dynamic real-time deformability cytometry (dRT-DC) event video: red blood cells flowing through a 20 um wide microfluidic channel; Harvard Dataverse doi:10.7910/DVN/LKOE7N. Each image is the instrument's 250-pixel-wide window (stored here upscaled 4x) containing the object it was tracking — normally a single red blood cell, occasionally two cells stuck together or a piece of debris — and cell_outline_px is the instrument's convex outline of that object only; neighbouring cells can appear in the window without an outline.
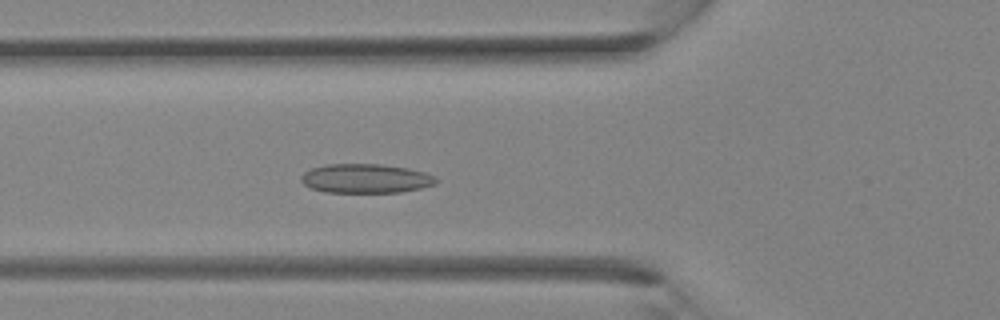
{"species": "Egyptian fruit bat (a non-hibernating species)", "species_latin": "Rousettus aegyptiacus", "temperature_condition": "room temperature", "stored_images_in_passage": 28, "camera_frame_rate_fps": 3000, "um_per_image_px": 0.085, "animal": {"sex": "female"}, "frame": {"image": 1, "passage_image": 6, "time_ms": 1.667, "image_size_px": [1000, 320], "cell_outline_px": [[440, 180], [436, 184], [420, 188], [400, 192], [324, 192], [312, 188], [304, 184], [300, 180], [300, 176], [304, 172], [312, 168], [324, 164], [380, 164], [408, 168], [424, 172], [436, 176]], "centroid_in_image_um": [31.1, 15.16], "position_along_channel_um": 94.7, "area_um2": 23.06}}
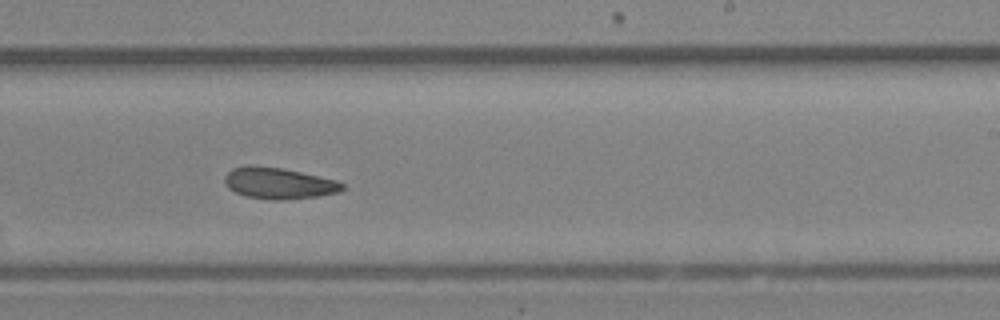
{"frame": {"image": 2, "passage_image": 15, "time_ms": 4.667, "image_size_px": [1000, 320], "cell_outline_px": [[344, 188], [340, 192], [320, 196], [284, 200], [272, 200], [244, 196], [228, 188], [224, 184], [224, 176], [232, 168], [280, 168], [300, 172], [336, 180], [344, 184]], "centroid_in_image_um": [23.73, 15.63], "position_along_channel_um": 265.3, "area_um2": 20.92}}
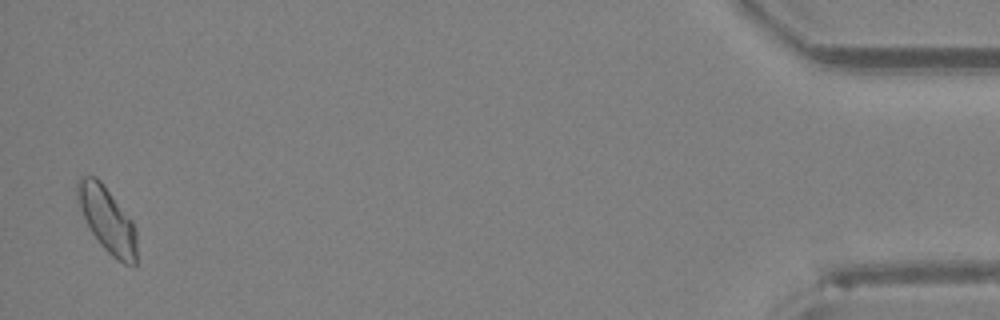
{"frame": {"image": 3, "passage_image": 28, "time_ms": 9.0, "image_size_px": [1000, 320], "cell_outline_px": [[136, 264], [132, 268], [116, 260], [100, 244], [92, 232], [80, 208], [76, 196], [76, 180], [80, 176], [96, 176], [100, 180], [132, 220], [136, 228]], "centroid_in_image_um": [9.12, 18.68], "position_along_channel_um": 426.1, "area_um2": 22.66}}